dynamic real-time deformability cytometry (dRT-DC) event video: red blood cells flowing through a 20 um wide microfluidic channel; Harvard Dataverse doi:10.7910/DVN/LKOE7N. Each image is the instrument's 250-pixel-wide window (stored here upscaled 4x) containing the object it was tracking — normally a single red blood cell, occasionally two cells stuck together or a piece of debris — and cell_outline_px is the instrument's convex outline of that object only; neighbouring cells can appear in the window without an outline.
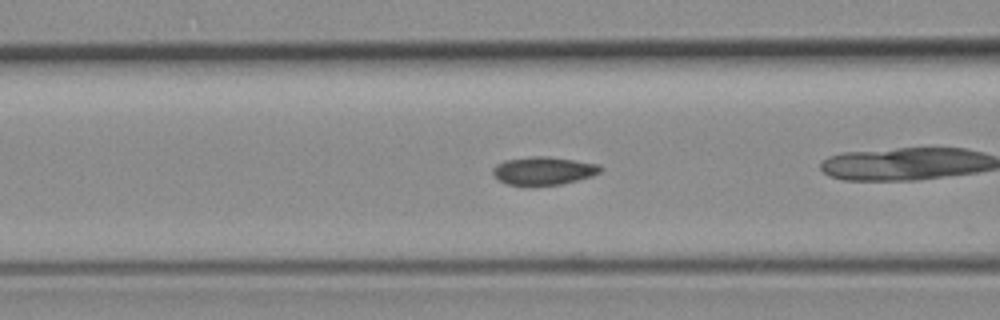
{"species": "common noctule bat (a hibernating species)", "species_latin": "Nyctalus noctula", "temperature_condition": "room temperature", "stored_images_in_passage": 37, "camera_frame_rate_fps": 3000, "um_per_image_px": 0.085, "animal": {"sex": "female", "body_mass_g": 19.3, "forearm_length_mm": 54.1}, "frame": {"image": 1, "passage_image": 16, "time_ms": 5.0, "image_size_px": [1000, 320], "cell_outline_px": [[604, 168], [600, 172], [592, 176], [560, 184], [536, 188], [528, 188], [508, 184], [500, 180], [492, 172], [492, 168], [496, 164], [504, 160], [532, 156], [548, 156], [600, 164]], "centroid_in_image_um": [46.18, 14.54], "position_along_channel_um": 120.4, "area_um2": 18.21}}
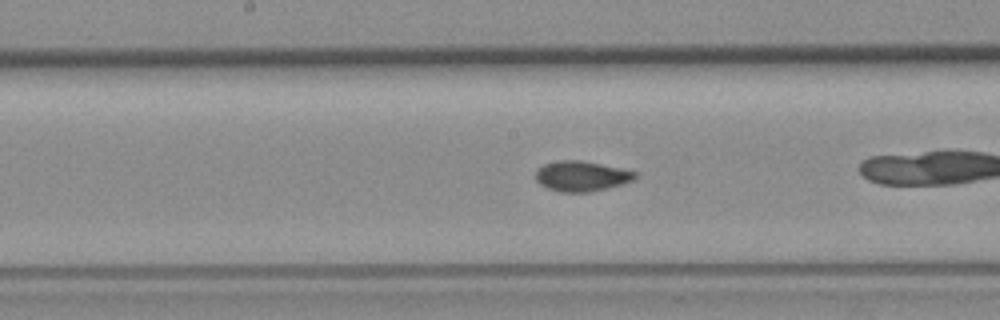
{"frame": {"image": 2, "passage_image": 22, "time_ms": 7.0, "image_size_px": [1000, 320], "cell_outline_px": [[636, 176], [632, 180], [620, 184], [592, 192], [560, 192], [548, 188], [540, 184], [536, 180], [536, 172], [544, 164], [560, 160], [580, 160], [600, 164], [636, 172]], "centroid_in_image_um": [49.39, 14.98], "position_along_channel_um": 198.8, "area_um2": 17.17}}